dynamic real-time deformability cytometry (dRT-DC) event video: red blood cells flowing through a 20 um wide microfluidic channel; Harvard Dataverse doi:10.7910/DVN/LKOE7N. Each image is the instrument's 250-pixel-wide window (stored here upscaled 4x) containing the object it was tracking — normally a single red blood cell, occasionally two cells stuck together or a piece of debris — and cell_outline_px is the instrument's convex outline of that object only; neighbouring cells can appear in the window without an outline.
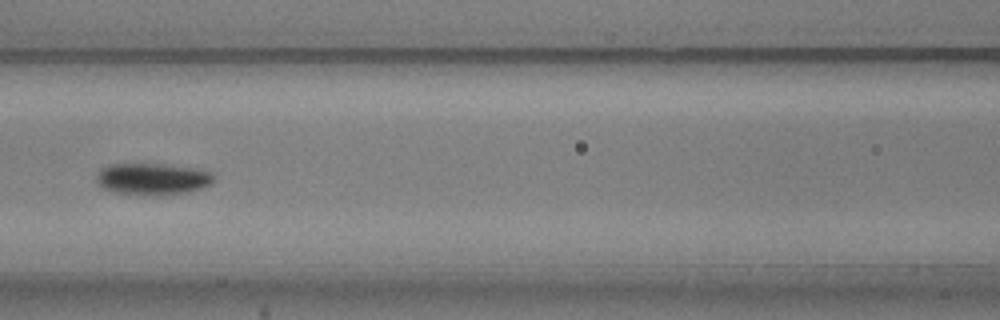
{"species": "common noctule bat (a hibernating species)", "species_latin": "Nyctalus noctula", "temperature_condition": "warm", "stored_images_in_passage": 6, "camera_frame_rate_fps": 3000, "um_per_image_px": 0.085, "animal": {"sex": "male", "body_mass_g": 20.5, "forearm_length_mm": 52.5}, "frame": {"image": 1, "passage_image": 6, "time_ms": 1.667, "image_size_px": [1000, 320], "cell_outline_px": [[216, 176], [212, 184], [204, 188], [188, 192], [160, 196], [112, 192], [100, 188], [96, 180], [96, 176], [100, 168], [108, 164], [164, 164], [192, 168], [212, 172]], "centroid_in_image_um": [12.96, 15.22], "position_along_channel_um": 153.6, "area_um2": 22.14}}